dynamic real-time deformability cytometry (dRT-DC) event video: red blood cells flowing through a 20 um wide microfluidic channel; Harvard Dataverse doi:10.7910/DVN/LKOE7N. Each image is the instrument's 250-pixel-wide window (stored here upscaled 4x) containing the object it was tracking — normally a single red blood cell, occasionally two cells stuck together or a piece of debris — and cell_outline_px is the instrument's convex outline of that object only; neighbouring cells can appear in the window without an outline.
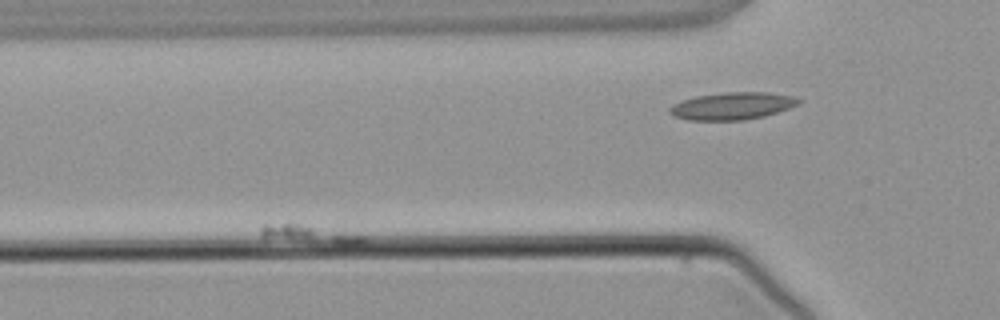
{"species": "common noctule bat (a hibernating species)", "species_latin": "Nyctalus noctula", "temperature_condition": "warm", "stored_images_in_passage": 4, "camera_frame_rate_fps": 3000, "um_per_image_px": 0.085, "animal": {"sex": "male", "body_mass_g": 21.5, "forearm_length_mm": 52.0}, "frame": {"image": 1, "passage_image": 2, "time_ms": 1.333, "image_size_px": [1000, 320], "cell_outline_px": [[368, 244], [332, 244], [264, 240], [260, 236], [260, 228], [264, 224], [296, 224], [364, 236], [368, 240]], "centroid_in_image_um": [26.21, 19.96], "position_along_channel_um": 99.6, "area_um2": 11.04}}